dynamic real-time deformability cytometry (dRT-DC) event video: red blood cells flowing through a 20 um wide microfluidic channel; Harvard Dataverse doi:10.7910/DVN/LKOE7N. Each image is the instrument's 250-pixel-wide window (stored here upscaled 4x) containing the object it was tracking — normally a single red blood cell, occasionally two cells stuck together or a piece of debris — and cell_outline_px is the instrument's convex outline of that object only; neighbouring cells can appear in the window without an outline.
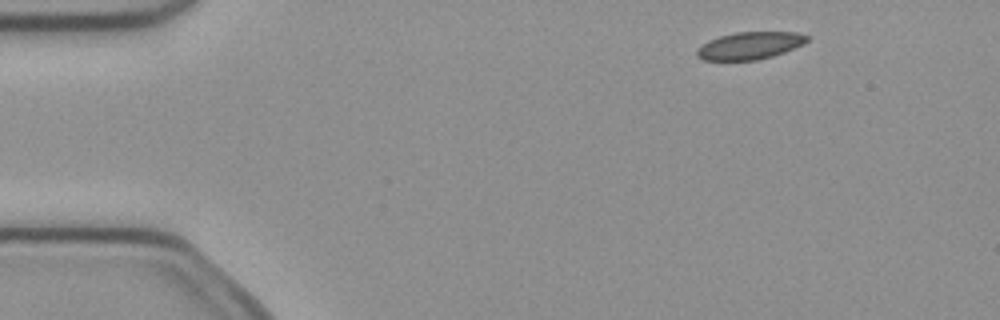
{"species": "common noctule bat (a hibernating species)", "species_latin": "Nyctalus noctula", "temperature_condition": "cold", "stored_images_in_passage": 4, "camera_frame_rate_fps": 3000, "um_per_image_px": 0.085, "animal": {"sex": "female", "body_mass_g": 21.9}, "frame": {"image": 1, "passage_image": 2, "time_ms": 0.333, "image_size_px": [1000, 320], "cell_outline_px": [[808, 40], [804, 44], [784, 52], [772, 56], [756, 60], [704, 60], [696, 56], [696, 48], [708, 40], [720, 36], [736, 32], [796, 32], [808, 36]], "centroid_in_image_um": [63.71, 3.87], "position_along_channel_um": 21.3, "area_um2": 17.57}}